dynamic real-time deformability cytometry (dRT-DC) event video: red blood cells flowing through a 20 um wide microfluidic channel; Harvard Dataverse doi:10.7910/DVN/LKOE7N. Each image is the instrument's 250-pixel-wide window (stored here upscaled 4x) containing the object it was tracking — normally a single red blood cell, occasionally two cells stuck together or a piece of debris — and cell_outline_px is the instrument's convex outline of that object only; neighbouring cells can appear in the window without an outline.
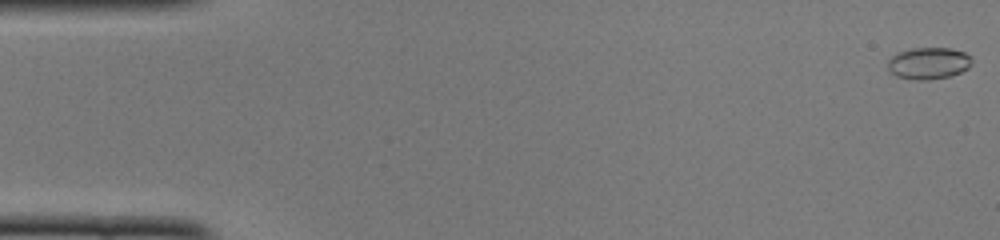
{"species": "common noctule bat (a hibernating species)", "species_latin": "Nyctalus noctula", "temperature_condition": "cold", "stored_images_in_passage": 49, "camera_frame_rate_fps": 3000, "um_per_image_px": 0.085, "animal": {"sex": "female", "body_mass_g": 22.0, "forearm_length_mm": 56.7}, "frame": {"image": 1, "passage_image": 1, "time_ms": 0.0, "image_size_px": [1000, 240], "cell_outline_px": [[972, 64], [968, 68], [960, 72], [948, 76], [928, 80], [916, 80], [896, 76], [888, 72], [888, 60], [896, 52], [912, 48], [948, 48], [964, 52], [972, 56]], "centroid_in_image_um": [78.91, 5.37], "position_along_channel_um": 6.1, "area_um2": 15.72}}
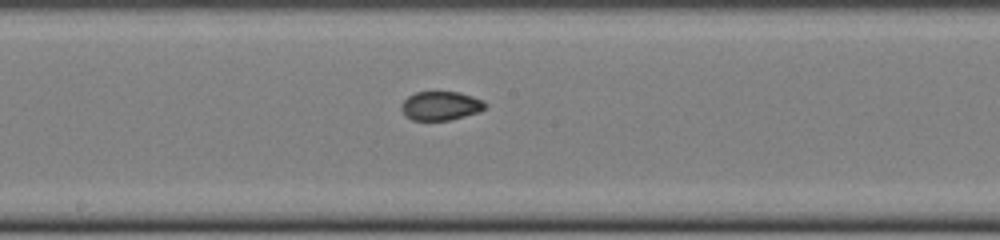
{"frame": {"image": 2, "passage_image": 26, "time_ms": 8.333, "image_size_px": [1000, 240], "cell_outline_px": [[488, 104], [480, 112], [448, 120], [412, 120], [404, 116], [400, 108], [400, 104], [408, 96], [416, 92], [460, 92], [484, 100]], "centroid_in_image_um": [37.45, 8.99], "position_along_channel_um": 210.8, "area_um2": 14.28}}
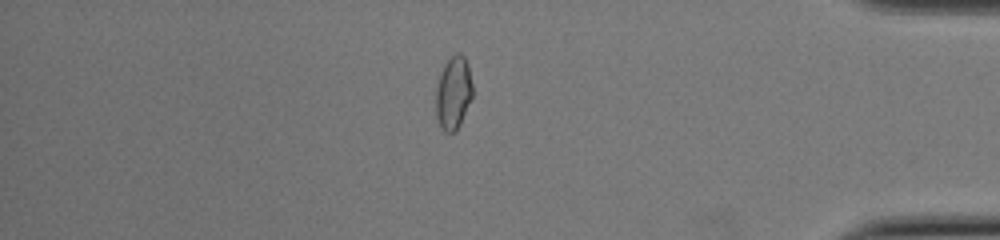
{"frame": {"image": 3, "passage_image": 42, "time_ms": 13.667, "image_size_px": [1000, 240], "cell_outline_px": [[472, 96], [460, 124], [456, 132], [444, 132], [440, 128], [436, 116], [436, 88], [440, 72], [444, 64], [456, 52], [460, 52], [464, 56], [468, 64], [472, 84]], "centroid_in_image_um": [38.52, 7.89], "position_along_channel_um": 396.7, "area_um2": 15.72}, "authors_computed_cell_mechanics": {"area_um2": 15.028, "velocity_mm_per_s": 4.1117, "shape_relaxation_time_tau1_ms": null, "shape_relaxation_time_tau2_ms": 1.3933, "deformation_change_tau1": null, "deformation_change_tau2": 0.0427}}